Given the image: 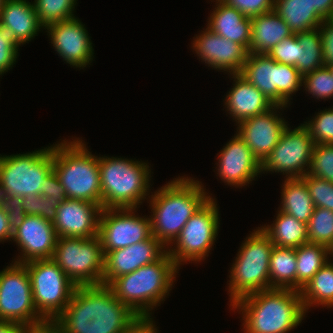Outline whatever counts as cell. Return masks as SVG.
I'll list each match as a JSON object with an SVG mask.
<instances>
[{
    "mask_svg": "<svg viewBox=\"0 0 333 333\" xmlns=\"http://www.w3.org/2000/svg\"><path fill=\"white\" fill-rule=\"evenodd\" d=\"M140 318L107 285L77 286L53 321L59 333H123Z\"/></svg>",
    "mask_w": 333,
    "mask_h": 333,
    "instance_id": "obj_1",
    "label": "cell"
},
{
    "mask_svg": "<svg viewBox=\"0 0 333 333\" xmlns=\"http://www.w3.org/2000/svg\"><path fill=\"white\" fill-rule=\"evenodd\" d=\"M197 180L178 177L149 196L151 233L165 246L175 241L192 215L211 197Z\"/></svg>",
    "mask_w": 333,
    "mask_h": 333,
    "instance_id": "obj_2",
    "label": "cell"
},
{
    "mask_svg": "<svg viewBox=\"0 0 333 333\" xmlns=\"http://www.w3.org/2000/svg\"><path fill=\"white\" fill-rule=\"evenodd\" d=\"M232 309H239L244 320V333H287L305 316L301 292L271 288L237 300Z\"/></svg>",
    "mask_w": 333,
    "mask_h": 333,
    "instance_id": "obj_3",
    "label": "cell"
},
{
    "mask_svg": "<svg viewBox=\"0 0 333 333\" xmlns=\"http://www.w3.org/2000/svg\"><path fill=\"white\" fill-rule=\"evenodd\" d=\"M178 270L179 267L167 252L160 260L116 277L107 286L139 318H150L152 312L149 311L172 290Z\"/></svg>",
    "mask_w": 333,
    "mask_h": 333,
    "instance_id": "obj_4",
    "label": "cell"
},
{
    "mask_svg": "<svg viewBox=\"0 0 333 333\" xmlns=\"http://www.w3.org/2000/svg\"><path fill=\"white\" fill-rule=\"evenodd\" d=\"M77 138L53 146V170L69 199L93 202L102 207L99 157Z\"/></svg>",
    "mask_w": 333,
    "mask_h": 333,
    "instance_id": "obj_5",
    "label": "cell"
},
{
    "mask_svg": "<svg viewBox=\"0 0 333 333\" xmlns=\"http://www.w3.org/2000/svg\"><path fill=\"white\" fill-rule=\"evenodd\" d=\"M102 209L138 208L150 191L151 170L145 162L99 157Z\"/></svg>",
    "mask_w": 333,
    "mask_h": 333,
    "instance_id": "obj_6",
    "label": "cell"
},
{
    "mask_svg": "<svg viewBox=\"0 0 333 333\" xmlns=\"http://www.w3.org/2000/svg\"><path fill=\"white\" fill-rule=\"evenodd\" d=\"M242 244L229 275L231 305L244 296L269 289V265L274 244L260 227Z\"/></svg>",
    "mask_w": 333,
    "mask_h": 333,
    "instance_id": "obj_7",
    "label": "cell"
},
{
    "mask_svg": "<svg viewBox=\"0 0 333 333\" xmlns=\"http://www.w3.org/2000/svg\"><path fill=\"white\" fill-rule=\"evenodd\" d=\"M104 252L99 236L59 237L52 260L76 286L103 284Z\"/></svg>",
    "mask_w": 333,
    "mask_h": 333,
    "instance_id": "obj_8",
    "label": "cell"
},
{
    "mask_svg": "<svg viewBox=\"0 0 333 333\" xmlns=\"http://www.w3.org/2000/svg\"><path fill=\"white\" fill-rule=\"evenodd\" d=\"M28 270L37 312L53 322L66 308L76 285L52 259L24 263Z\"/></svg>",
    "mask_w": 333,
    "mask_h": 333,
    "instance_id": "obj_9",
    "label": "cell"
},
{
    "mask_svg": "<svg viewBox=\"0 0 333 333\" xmlns=\"http://www.w3.org/2000/svg\"><path fill=\"white\" fill-rule=\"evenodd\" d=\"M275 106L287 107L291 95L302 86V75L292 65L276 62L268 54L249 53L240 72Z\"/></svg>",
    "mask_w": 333,
    "mask_h": 333,
    "instance_id": "obj_10",
    "label": "cell"
},
{
    "mask_svg": "<svg viewBox=\"0 0 333 333\" xmlns=\"http://www.w3.org/2000/svg\"><path fill=\"white\" fill-rule=\"evenodd\" d=\"M53 170V146L24 154L0 155V184L9 195H39Z\"/></svg>",
    "mask_w": 333,
    "mask_h": 333,
    "instance_id": "obj_11",
    "label": "cell"
},
{
    "mask_svg": "<svg viewBox=\"0 0 333 333\" xmlns=\"http://www.w3.org/2000/svg\"><path fill=\"white\" fill-rule=\"evenodd\" d=\"M0 321L13 322L25 328L47 323L35 308L24 264L14 262L0 272Z\"/></svg>",
    "mask_w": 333,
    "mask_h": 333,
    "instance_id": "obj_12",
    "label": "cell"
},
{
    "mask_svg": "<svg viewBox=\"0 0 333 333\" xmlns=\"http://www.w3.org/2000/svg\"><path fill=\"white\" fill-rule=\"evenodd\" d=\"M210 197L184 225L173 242L175 249L168 247V254L179 267L182 262H200L208 256L219 229V210L216 201ZM172 248V249H171Z\"/></svg>",
    "mask_w": 333,
    "mask_h": 333,
    "instance_id": "obj_13",
    "label": "cell"
},
{
    "mask_svg": "<svg viewBox=\"0 0 333 333\" xmlns=\"http://www.w3.org/2000/svg\"><path fill=\"white\" fill-rule=\"evenodd\" d=\"M314 146L304 124L293 130L287 126L278 144L261 163V172H280L286 174V179L301 178L309 171Z\"/></svg>",
    "mask_w": 333,
    "mask_h": 333,
    "instance_id": "obj_14",
    "label": "cell"
},
{
    "mask_svg": "<svg viewBox=\"0 0 333 333\" xmlns=\"http://www.w3.org/2000/svg\"><path fill=\"white\" fill-rule=\"evenodd\" d=\"M134 211V208L102 209L98 236L104 255L147 240L152 235L150 218L139 217Z\"/></svg>",
    "mask_w": 333,
    "mask_h": 333,
    "instance_id": "obj_15",
    "label": "cell"
},
{
    "mask_svg": "<svg viewBox=\"0 0 333 333\" xmlns=\"http://www.w3.org/2000/svg\"><path fill=\"white\" fill-rule=\"evenodd\" d=\"M55 51L74 67H86L93 60L94 49L88 31L76 17L56 22L46 28Z\"/></svg>",
    "mask_w": 333,
    "mask_h": 333,
    "instance_id": "obj_16",
    "label": "cell"
},
{
    "mask_svg": "<svg viewBox=\"0 0 333 333\" xmlns=\"http://www.w3.org/2000/svg\"><path fill=\"white\" fill-rule=\"evenodd\" d=\"M283 108L286 107L274 106L264 114L249 117L238 123L237 134L261 163L278 144L281 134L288 126L284 118L276 114L278 109Z\"/></svg>",
    "mask_w": 333,
    "mask_h": 333,
    "instance_id": "obj_17",
    "label": "cell"
},
{
    "mask_svg": "<svg viewBox=\"0 0 333 333\" xmlns=\"http://www.w3.org/2000/svg\"><path fill=\"white\" fill-rule=\"evenodd\" d=\"M167 252L166 246L152 235L142 242L107 252L104 258L103 285L160 260Z\"/></svg>",
    "mask_w": 333,
    "mask_h": 333,
    "instance_id": "obj_18",
    "label": "cell"
},
{
    "mask_svg": "<svg viewBox=\"0 0 333 333\" xmlns=\"http://www.w3.org/2000/svg\"><path fill=\"white\" fill-rule=\"evenodd\" d=\"M58 236L53 223L37 215H26L23 223L13 231L11 240L22 251L15 263L51 259Z\"/></svg>",
    "mask_w": 333,
    "mask_h": 333,
    "instance_id": "obj_19",
    "label": "cell"
},
{
    "mask_svg": "<svg viewBox=\"0 0 333 333\" xmlns=\"http://www.w3.org/2000/svg\"><path fill=\"white\" fill-rule=\"evenodd\" d=\"M192 47L205 64L231 75L240 74L249 54L243 45L223 38L208 27L196 35Z\"/></svg>",
    "mask_w": 333,
    "mask_h": 333,
    "instance_id": "obj_20",
    "label": "cell"
},
{
    "mask_svg": "<svg viewBox=\"0 0 333 333\" xmlns=\"http://www.w3.org/2000/svg\"><path fill=\"white\" fill-rule=\"evenodd\" d=\"M101 211L102 207L96 203L67 198L58 205L52 222L58 238L97 236Z\"/></svg>",
    "mask_w": 333,
    "mask_h": 333,
    "instance_id": "obj_21",
    "label": "cell"
},
{
    "mask_svg": "<svg viewBox=\"0 0 333 333\" xmlns=\"http://www.w3.org/2000/svg\"><path fill=\"white\" fill-rule=\"evenodd\" d=\"M218 157L217 174L228 185L245 186L261 173V162L237 133Z\"/></svg>",
    "mask_w": 333,
    "mask_h": 333,
    "instance_id": "obj_22",
    "label": "cell"
},
{
    "mask_svg": "<svg viewBox=\"0 0 333 333\" xmlns=\"http://www.w3.org/2000/svg\"><path fill=\"white\" fill-rule=\"evenodd\" d=\"M233 88L226 95L225 107L237 124L249 117L264 114L275 105L240 74H232Z\"/></svg>",
    "mask_w": 333,
    "mask_h": 333,
    "instance_id": "obj_23",
    "label": "cell"
},
{
    "mask_svg": "<svg viewBox=\"0 0 333 333\" xmlns=\"http://www.w3.org/2000/svg\"><path fill=\"white\" fill-rule=\"evenodd\" d=\"M207 27L231 41L243 45L249 50L251 41V18L246 17L236 8L228 6L222 0H216Z\"/></svg>",
    "mask_w": 333,
    "mask_h": 333,
    "instance_id": "obj_24",
    "label": "cell"
},
{
    "mask_svg": "<svg viewBox=\"0 0 333 333\" xmlns=\"http://www.w3.org/2000/svg\"><path fill=\"white\" fill-rule=\"evenodd\" d=\"M0 24L10 28L22 45L44 28L39 23L34 4L27 0H5L0 10Z\"/></svg>",
    "mask_w": 333,
    "mask_h": 333,
    "instance_id": "obj_25",
    "label": "cell"
},
{
    "mask_svg": "<svg viewBox=\"0 0 333 333\" xmlns=\"http://www.w3.org/2000/svg\"><path fill=\"white\" fill-rule=\"evenodd\" d=\"M293 35L289 26L273 10L251 18V41L248 53L268 54L271 49Z\"/></svg>",
    "mask_w": 333,
    "mask_h": 333,
    "instance_id": "obj_26",
    "label": "cell"
},
{
    "mask_svg": "<svg viewBox=\"0 0 333 333\" xmlns=\"http://www.w3.org/2000/svg\"><path fill=\"white\" fill-rule=\"evenodd\" d=\"M274 223L260 229L269 237L274 246L297 248L308 243L307 224L278 210Z\"/></svg>",
    "mask_w": 333,
    "mask_h": 333,
    "instance_id": "obj_27",
    "label": "cell"
},
{
    "mask_svg": "<svg viewBox=\"0 0 333 333\" xmlns=\"http://www.w3.org/2000/svg\"><path fill=\"white\" fill-rule=\"evenodd\" d=\"M273 10L293 34L318 28L325 20L307 0H277Z\"/></svg>",
    "mask_w": 333,
    "mask_h": 333,
    "instance_id": "obj_28",
    "label": "cell"
},
{
    "mask_svg": "<svg viewBox=\"0 0 333 333\" xmlns=\"http://www.w3.org/2000/svg\"><path fill=\"white\" fill-rule=\"evenodd\" d=\"M281 190L280 210L307 224L315 206L306 183L301 178H285Z\"/></svg>",
    "mask_w": 333,
    "mask_h": 333,
    "instance_id": "obj_29",
    "label": "cell"
},
{
    "mask_svg": "<svg viewBox=\"0 0 333 333\" xmlns=\"http://www.w3.org/2000/svg\"><path fill=\"white\" fill-rule=\"evenodd\" d=\"M297 290L295 248L274 246L269 265V289Z\"/></svg>",
    "mask_w": 333,
    "mask_h": 333,
    "instance_id": "obj_30",
    "label": "cell"
},
{
    "mask_svg": "<svg viewBox=\"0 0 333 333\" xmlns=\"http://www.w3.org/2000/svg\"><path fill=\"white\" fill-rule=\"evenodd\" d=\"M295 255L297 261V291H301L329 261V248L321 244L307 243L295 248Z\"/></svg>",
    "mask_w": 333,
    "mask_h": 333,
    "instance_id": "obj_31",
    "label": "cell"
},
{
    "mask_svg": "<svg viewBox=\"0 0 333 333\" xmlns=\"http://www.w3.org/2000/svg\"><path fill=\"white\" fill-rule=\"evenodd\" d=\"M300 292L305 311L316 304L333 307V263L327 262Z\"/></svg>",
    "mask_w": 333,
    "mask_h": 333,
    "instance_id": "obj_32",
    "label": "cell"
},
{
    "mask_svg": "<svg viewBox=\"0 0 333 333\" xmlns=\"http://www.w3.org/2000/svg\"><path fill=\"white\" fill-rule=\"evenodd\" d=\"M295 34L300 46L303 48L301 49L300 60L295 65L300 74L305 76L316 69L324 67L319 28Z\"/></svg>",
    "mask_w": 333,
    "mask_h": 333,
    "instance_id": "obj_33",
    "label": "cell"
},
{
    "mask_svg": "<svg viewBox=\"0 0 333 333\" xmlns=\"http://www.w3.org/2000/svg\"><path fill=\"white\" fill-rule=\"evenodd\" d=\"M77 0H34L33 4L39 23L47 27L56 22L74 18Z\"/></svg>",
    "mask_w": 333,
    "mask_h": 333,
    "instance_id": "obj_34",
    "label": "cell"
},
{
    "mask_svg": "<svg viewBox=\"0 0 333 333\" xmlns=\"http://www.w3.org/2000/svg\"><path fill=\"white\" fill-rule=\"evenodd\" d=\"M308 243L328 248L333 244V211L315 207L307 223Z\"/></svg>",
    "mask_w": 333,
    "mask_h": 333,
    "instance_id": "obj_35",
    "label": "cell"
},
{
    "mask_svg": "<svg viewBox=\"0 0 333 333\" xmlns=\"http://www.w3.org/2000/svg\"><path fill=\"white\" fill-rule=\"evenodd\" d=\"M302 86L317 99L333 98V76L327 67H321L302 77Z\"/></svg>",
    "mask_w": 333,
    "mask_h": 333,
    "instance_id": "obj_36",
    "label": "cell"
},
{
    "mask_svg": "<svg viewBox=\"0 0 333 333\" xmlns=\"http://www.w3.org/2000/svg\"><path fill=\"white\" fill-rule=\"evenodd\" d=\"M307 174L333 182V144H315Z\"/></svg>",
    "mask_w": 333,
    "mask_h": 333,
    "instance_id": "obj_37",
    "label": "cell"
},
{
    "mask_svg": "<svg viewBox=\"0 0 333 333\" xmlns=\"http://www.w3.org/2000/svg\"><path fill=\"white\" fill-rule=\"evenodd\" d=\"M304 125L315 144H333V107L318 112L315 118Z\"/></svg>",
    "mask_w": 333,
    "mask_h": 333,
    "instance_id": "obj_38",
    "label": "cell"
},
{
    "mask_svg": "<svg viewBox=\"0 0 333 333\" xmlns=\"http://www.w3.org/2000/svg\"><path fill=\"white\" fill-rule=\"evenodd\" d=\"M301 179L307 185L314 206L333 211V182L308 174Z\"/></svg>",
    "mask_w": 333,
    "mask_h": 333,
    "instance_id": "obj_39",
    "label": "cell"
},
{
    "mask_svg": "<svg viewBox=\"0 0 333 333\" xmlns=\"http://www.w3.org/2000/svg\"><path fill=\"white\" fill-rule=\"evenodd\" d=\"M21 44L16 40L14 32L0 24V75L12 69Z\"/></svg>",
    "mask_w": 333,
    "mask_h": 333,
    "instance_id": "obj_40",
    "label": "cell"
},
{
    "mask_svg": "<svg viewBox=\"0 0 333 333\" xmlns=\"http://www.w3.org/2000/svg\"><path fill=\"white\" fill-rule=\"evenodd\" d=\"M301 49L296 34H293L274 46L268 55L276 62L295 66L300 60Z\"/></svg>",
    "mask_w": 333,
    "mask_h": 333,
    "instance_id": "obj_41",
    "label": "cell"
},
{
    "mask_svg": "<svg viewBox=\"0 0 333 333\" xmlns=\"http://www.w3.org/2000/svg\"><path fill=\"white\" fill-rule=\"evenodd\" d=\"M228 6L236 8L246 17H255L274 9L273 0H222Z\"/></svg>",
    "mask_w": 333,
    "mask_h": 333,
    "instance_id": "obj_42",
    "label": "cell"
},
{
    "mask_svg": "<svg viewBox=\"0 0 333 333\" xmlns=\"http://www.w3.org/2000/svg\"><path fill=\"white\" fill-rule=\"evenodd\" d=\"M40 195L51 197L58 205L67 199L65 188L54 170H52L45 178L40 187Z\"/></svg>",
    "mask_w": 333,
    "mask_h": 333,
    "instance_id": "obj_43",
    "label": "cell"
},
{
    "mask_svg": "<svg viewBox=\"0 0 333 333\" xmlns=\"http://www.w3.org/2000/svg\"><path fill=\"white\" fill-rule=\"evenodd\" d=\"M22 198L21 196L9 195L6 200L4 209L12 232L23 223L27 215L22 206Z\"/></svg>",
    "mask_w": 333,
    "mask_h": 333,
    "instance_id": "obj_44",
    "label": "cell"
},
{
    "mask_svg": "<svg viewBox=\"0 0 333 333\" xmlns=\"http://www.w3.org/2000/svg\"><path fill=\"white\" fill-rule=\"evenodd\" d=\"M324 66L333 64V22L328 19L319 25Z\"/></svg>",
    "mask_w": 333,
    "mask_h": 333,
    "instance_id": "obj_45",
    "label": "cell"
},
{
    "mask_svg": "<svg viewBox=\"0 0 333 333\" xmlns=\"http://www.w3.org/2000/svg\"><path fill=\"white\" fill-rule=\"evenodd\" d=\"M42 195H26L22 198V206L27 215L41 216Z\"/></svg>",
    "mask_w": 333,
    "mask_h": 333,
    "instance_id": "obj_46",
    "label": "cell"
},
{
    "mask_svg": "<svg viewBox=\"0 0 333 333\" xmlns=\"http://www.w3.org/2000/svg\"><path fill=\"white\" fill-rule=\"evenodd\" d=\"M153 318H140L123 333H157Z\"/></svg>",
    "mask_w": 333,
    "mask_h": 333,
    "instance_id": "obj_47",
    "label": "cell"
},
{
    "mask_svg": "<svg viewBox=\"0 0 333 333\" xmlns=\"http://www.w3.org/2000/svg\"><path fill=\"white\" fill-rule=\"evenodd\" d=\"M325 20L333 16V0H307Z\"/></svg>",
    "mask_w": 333,
    "mask_h": 333,
    "instance_id": "obj_48",
    "label": "cell"
},
{
    "mask_svg": "<svg viewBox=\"0 0 333 333\" xmlns=\"http://www.w3.org/2000/svg\"><path fill=\"white\" fill-rule=\"evenodd\" d=\"M58 204L51 197L42 196L41 217L53 222L56 218Z\"/></svg>",
    "mask_w": 333,
    "mask_h": 333,
    "instance_id": "obj_49",
    "label": "cell"
},
{
    "mask_svg": "<svg viewBox=\"0 0 333 333\" xmlns=\"http://www.w3.org/2000/svg\"><path fill=\"white\" fill-rule=\"evenodd\" d=\"M12 230L8 224L7 213L4 208H0V242L11 241Z\"/></svg>",
    "mask_w": 333,
    "mask_h": 333,
    "instance_id": "obj_50",
    "label": "cell"
},
{
    "mask_svg": "<svg viewBox=\"0 0 333 333\" xmlns=\"http://www.w3.org/2000/svg\"><path fill=\"white\" fill-rule=\"evenodd\" d=\"M22 333H59V330L53 322H47L35 327H26Z\"/></svg>",
    "mask_w": 333,
    "mask_h": 333,
    "instance_id": "obj_51",
    "label": "cell"
},
{
    "mask_svg": "<svg viewBox=\"0 0 333 333\" xmlns=\"http://www.w3.org/2000/svg\"><path fill=\"white\" fill-rule=\"evenodd\" d=\"M25 327L8 321H0V333H22Z\"/></svg>",
    "mask_w": 333,
    "mask_h": 333,
    "instance_id": "obj_52",
    "label": "cell"
},
{
    "mask_svg": "<svg viewBox=\"0 0 333 333\" xmlns=\"http://www.w3.org/2000/svg\"><path fill=\"white\" fill-rule=\"evenodd\" d=\"M9 197L6 188L0 184V208H4L6 205V200Z\"/></svg>",
    "mask_w": 333,
    "mask_h": 333,
    "instance_id": "obj_53",
    "label": "cell"
},
{
    "mask_svg": "<svg viewBox=\"0 0 333 333\" xmlns=\"http://www.w3.org/2000/svg\"><path fill=\"white\" fill-rule=\"evenodd\" d=\"M326 67L329 69L331 75L333 76V64L326 66Z\"/></svg>",
    "mask_w": 333,
    "mask_h": 333,
    "instance_id": "obj_54",
    "label": "cell"
},
{
    "mask_svg": "<svg viewBox=\"0 0 333 333\" xmlns=\"http://www.w3.org/2000/svg\"><path fill=\"white\" fill-rule=\"evenodd\" d=\"M329 255L333 256V244L329 248Z\"/></svg>",
    "mask_w": 333,
    "mask_h": 333,
    "instance_id": "obj_55",
    "label": "cell"
},
{
    "mask_svg": "<svg viewBox=\"0 0 333 333\" xmlns=\"http://www.w3.org/2000/svg\"><path fill=\"white\" fill-rule=\"evenodd\" d=\"M4 2H5V0H0V10H1L2 7L4 6Z\"/></svg>",
    "mask_w": 333,
    "mask_h": 333,
    "instance_id": "obj_56",
    "label": "cell"
}]
</instances>
